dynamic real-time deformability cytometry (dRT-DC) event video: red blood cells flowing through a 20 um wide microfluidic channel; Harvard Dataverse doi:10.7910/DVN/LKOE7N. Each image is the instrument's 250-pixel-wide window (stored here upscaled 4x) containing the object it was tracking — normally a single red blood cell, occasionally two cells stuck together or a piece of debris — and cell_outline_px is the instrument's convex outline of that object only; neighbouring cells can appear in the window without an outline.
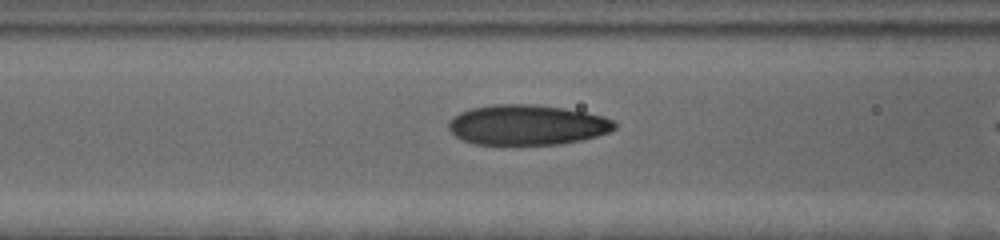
{"species": "human", "species_latin": "Homo sapiens", "temperature_condition": "cold", "stored_images_in_passage": 12, "camera_frame_rate_fps": 3000, "um_per_image_px": 0.085, "donor": {"sex": "female"}, "frame": {"image": 1, "passage_image": 10, "time_ms": 3.0, "image_size_px": [1000, 240], "cell_outline_px": [[616, 128], [608, 132], [596, 136], [580, 140], [560, 144], [476, 144], [464, 140], [456, 136], [448, 128], [448, 124], [452, 116], [460, 112], [472, 108], [496, 104], [528, 104], [564, 108], [604, 116], [612, 120], [616, 124]], "centroid_in_image_um": [44.79, 10.61], "position_along_channel_um": 121.8, "area_um2": 38.61}}